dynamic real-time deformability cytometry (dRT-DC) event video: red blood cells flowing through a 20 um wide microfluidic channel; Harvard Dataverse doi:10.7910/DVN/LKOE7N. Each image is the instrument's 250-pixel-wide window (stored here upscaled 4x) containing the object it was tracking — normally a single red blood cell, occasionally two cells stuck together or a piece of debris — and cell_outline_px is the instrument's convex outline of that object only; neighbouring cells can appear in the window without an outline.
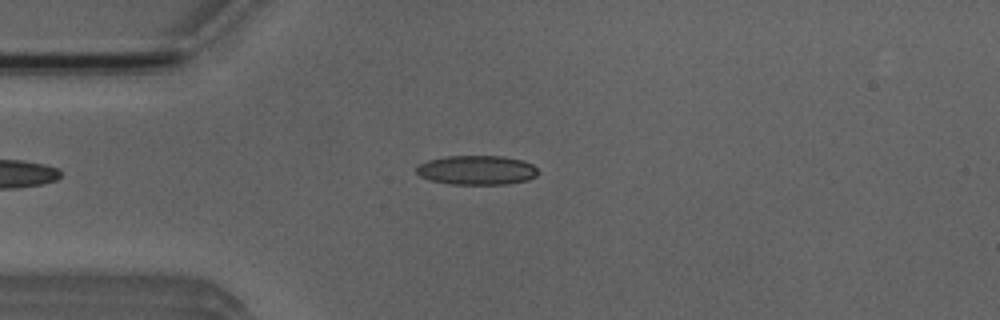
{"species": "Egyptian fruit bat (a non-hibernating species)", "species_latin": "Rousettus aegyptiacus", "temperature_condition": "room temperature", "stored_images_in_passage": 40, "camera_frame_rate_fps": 3000, "um_per_image_px": 0.085, "animal": {"sex": "male"}, "frame": {"image": 1, "passage_image": 1, "time_ms": 0.0, "image_size_px": [1000, 320], "cell_outline_px": [[540, 172], [536, 176], [528, 180], [508, 184], [452, 184], [428, 180], [420, 176], [416, 172], [416, 164], [428, 160], [444, 156], [504, 156], [524, 160], [532, 164]], "centroid_in_image_um": [40.52, 14.45], "position_along_channel_um": 44.5, "area_um2": 21.1}}
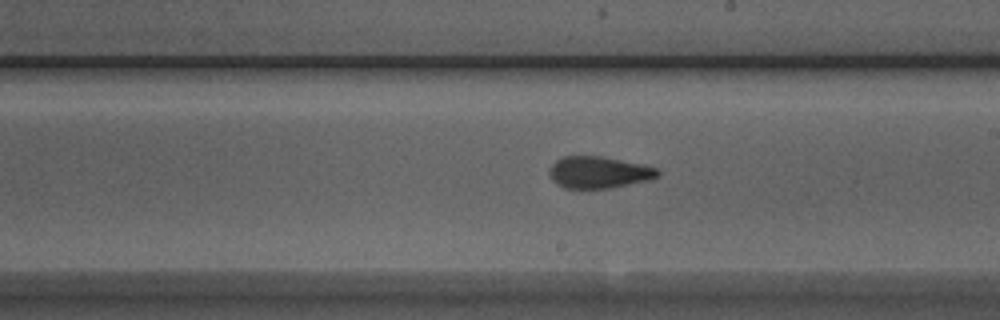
{"frame": {"image": 2, "passage_image": 17, "time_ms": 5.333, "image_size_px": [1000, 320], "cell_outline_px": [[660, 176], [648, 180], [608, 188], [564, 188], [556, 184], [552, 180], [548, 172], [548, 168], [556, 160], [564, 156], [600, 156], [644, 164], [656, 168], [660, 172]], "centroid_in_image_um": [50.87, 14.64], "position_along_channel_um": 238.1, "area_um2": 20.11}}
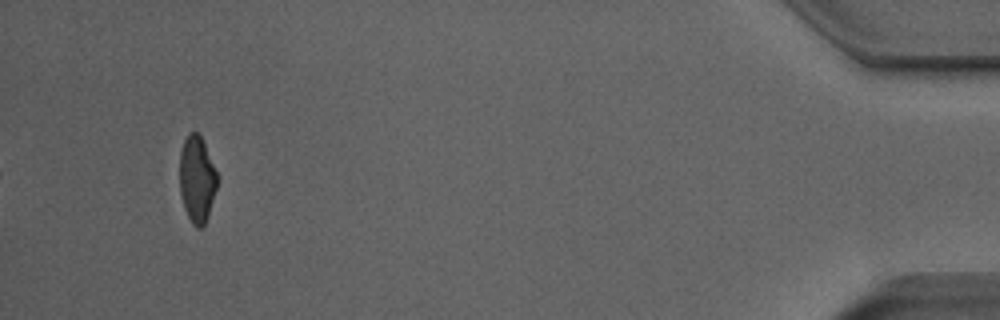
{"frame": {"image": 3, "passage_image": 37, "time_ms": 12.0, "image_size_px": [1000, 320], "cell_outline_px": [[216, 188], [208, 216], [204, 224], [200, 228], [196, 228], [192, 224], [184, 208], [180, 192], [180, 152], [184, 140], [188, 132], [196, 132], [200, 136], [204, 144], [216, 172]], "centroid_in_image_um": [16.71, 15.25], "position_along_channel_um": 418.5, "area_um2": 18.55}, "authors_computed_cell_mechanics": {"area_um2": 20.1433, "velocity_mm_per_s": 3.918, "shape_relaxation_time_tau1_ms": 11.3888, "shape_relaxation_time_tau2_ms": 1.4481, "deformation_change_tau1": 0.2398, "deformation_change_tau2": 0.0751}}